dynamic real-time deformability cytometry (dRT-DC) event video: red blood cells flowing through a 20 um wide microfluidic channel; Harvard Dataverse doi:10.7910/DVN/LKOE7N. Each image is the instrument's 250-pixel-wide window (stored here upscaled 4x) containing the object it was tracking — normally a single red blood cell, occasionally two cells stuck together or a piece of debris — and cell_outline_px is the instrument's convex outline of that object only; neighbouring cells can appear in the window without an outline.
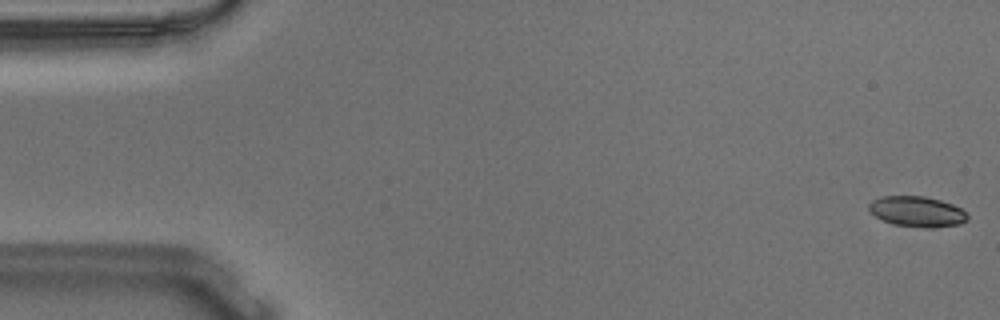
{"species": "Egyptian fruit bat (a non-hibernating species)", "species_latin": "Rousettus aegyptiacus", "temperature_condition": "warm", "stored_images_in_passage": 55, "camera_frame_rate_fps": 3000, "um_per_image_px": 0.085, "animal": {"sex": "male"}, "frame": {"image": 1, "passage_image": 1, "time_ms": 0.0, "image_size_px": [1000, 320], "cell_outline_px": [[968, 220], [960, 224], [928, 228], [924, 228], [896, 224], [884, 220], [876, 216], [868, 208], [868, 204], [872, 200], [880, 196], [924, 196], [940, 200], [952, 204], [960, 208], [968, 216]], "centroid_in_image_um": [77.95, 17.97], "position_along_channel_um": 7.0, "area_um2": 17.34}}
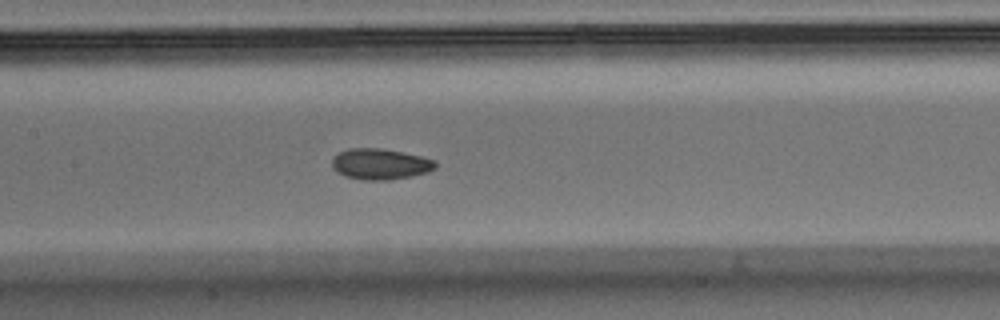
{"frame": {"image": 2, "passage_image": 26, "time_ms": 8.333, "image_size_px": [1000, 320], "cell_outline_px": [[436, 168], [428, 172], [412, 176], [388, 180], [364, 180], [344, 176], [336, 172], [332, 168], [332, 156], [348, 148], [380, 148], [420, 156], [436, 160]], "centroid_in_image_um": [32.29, 13.95], "position_along_channel_um": 175.1, "area_um2": 18.73}}
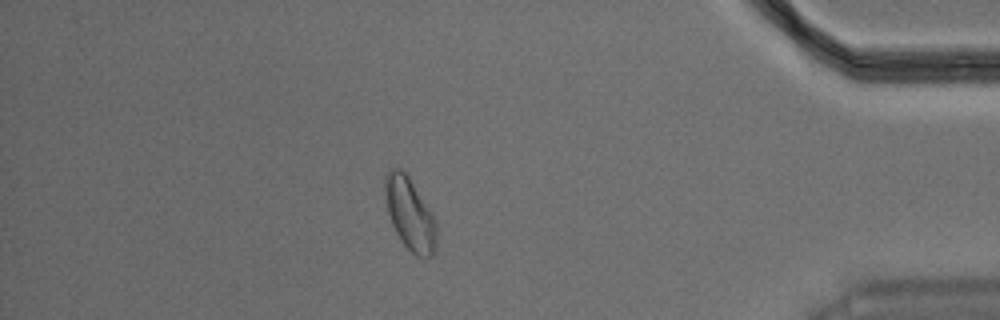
{"frame": {"image": 3, "passage_image": 48, "time_ms": 15.667, "image_size_px": [1000, 320], "cell_outline_px": [[436, 248], [432, 256], [416, 256], [400, 240], [392, 224], [388, 212], [384, 192], [384, 176], [392, 168], [400, 168], [408, 176], [432, 212], [436, 220]], "centroid_in_image_um": [34.84, 18.18], "position_along_channel_um": 400.4, "area_um2": 21.62}, "authors_computed_cell_mechanics": {"area_um2": 18.207, "velocity_mm_per_s": 3.638, "shape_relaxation_time_tau1_ms": 7.154, "shape_relaxation_time_tau2_ms": 2.1628, "deformation_change_tau1": 0.1221, "deformation_change_tau2": 0.0524}}